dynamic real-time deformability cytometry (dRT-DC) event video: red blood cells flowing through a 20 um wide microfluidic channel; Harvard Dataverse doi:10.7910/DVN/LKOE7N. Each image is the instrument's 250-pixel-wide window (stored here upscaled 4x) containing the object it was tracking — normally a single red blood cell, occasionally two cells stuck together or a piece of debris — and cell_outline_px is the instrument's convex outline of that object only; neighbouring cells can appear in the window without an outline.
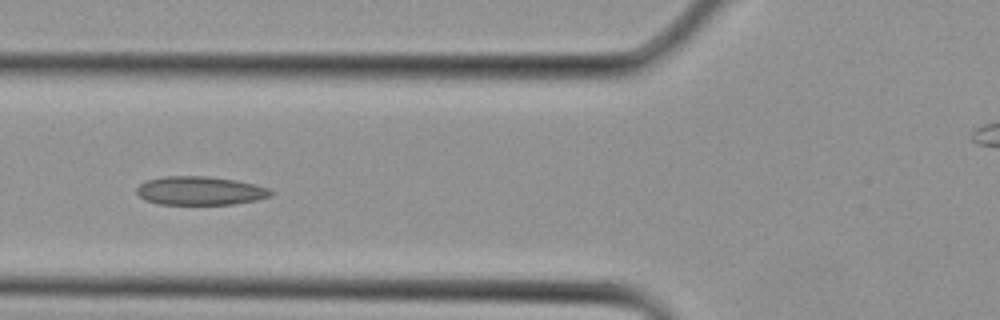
{"species": "Egyptian fruit bat (a non-hibernating species)", "species_latin": "Rousettus aegyptiacus", "temperature_condition": "cold", "stored_images_in_passage": 21, "camera_frame_rate_fps": 3000, "um_per_image_px": 0.085, "animal": {"sex": "female"}, "frame": {"image": 1, "passage_image": 12, "time_ms": 3.667, "image_size_px": [1000, 320], "cell_outline_px": [[276, 192], [272, 196], [256, 200], [232, 204], [160, 204], [144, 200], [136, 192], [136, 188], [144, 180], [164, 176], [208, 176], [236, 180], [272, 188]], "centroid_in_image_um": [17.04, 16.2], "position_along_channel_um": 108.8, "area_um2": 22.66}}
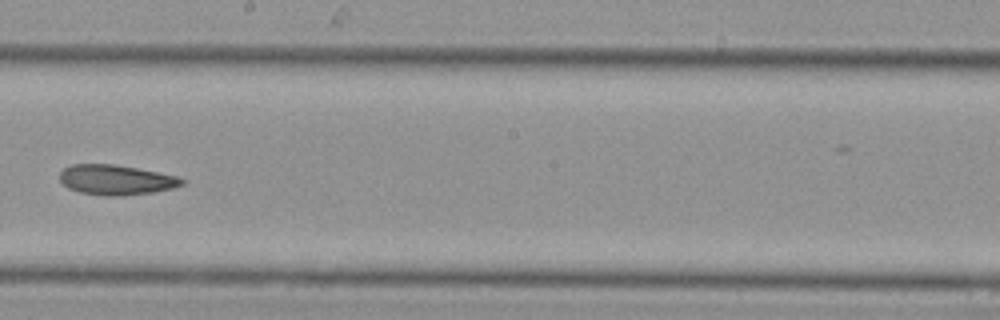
{"frame": {"image": 2, "passage_image": 18, "time_ms": 5.667, "image_size_px": [1000, 320], "cell_outline_px": [[184, 184], [172, 188], [156, 192], [120, 196], [104, 196], [80, 192], [68, 188], [60, 180], [60, 172], [64, 168], [72, 164], [116, 164], [176, 176], [184, 180]], "centroid_in_image_um": [9.85, 15.29], "position_along_channel_um": 238.4, "area_um2": 21.33}}
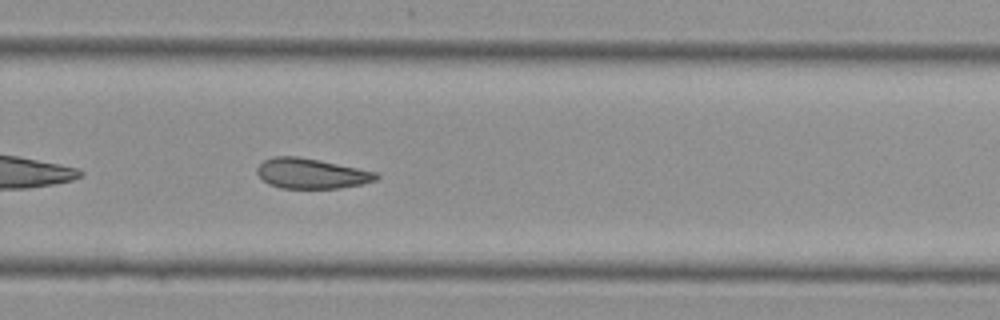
{"frame": {"image": 3, "passage_image": 21, "time_ms": 6.667, "image_size_px": [1000, 320], "cell_outline_px": [[380, 176], [376, 180], [360, 184], [340, 188], [280, 188], [268, 184], [256, 172], [256, 168], [264, 160], [272, 156], [296, 156], [320, 160], [376, 172]], "centroid_in_image_um": [26.44, 14.74], "position_along_channel_um": 303.4, "area_um2": 20.87}}